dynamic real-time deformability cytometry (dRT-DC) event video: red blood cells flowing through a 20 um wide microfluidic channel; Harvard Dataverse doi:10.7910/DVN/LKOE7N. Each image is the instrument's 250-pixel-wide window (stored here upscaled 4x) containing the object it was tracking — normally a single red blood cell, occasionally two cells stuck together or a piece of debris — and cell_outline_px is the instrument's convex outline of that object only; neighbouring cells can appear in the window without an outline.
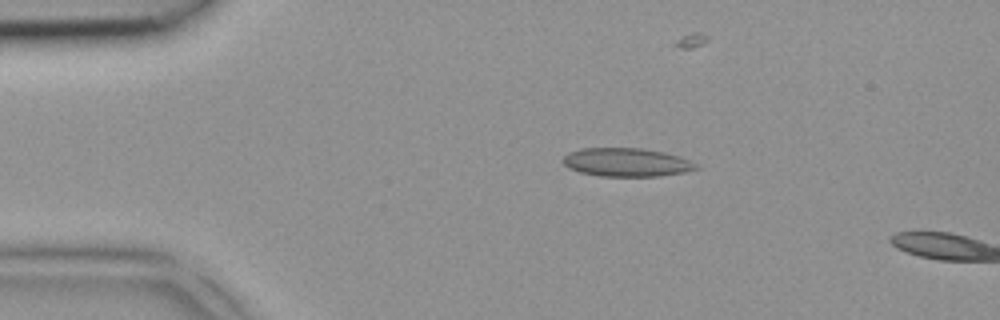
{"species": "common noctule bat (a hibernating species)", "species_latin": "Nyctalus noctula", "temperature_condition": "room temperature", "stored_images_in_passage": 4, "camera_frame_rate_fps": 3000, "um_per_image_px": 0.085, "animal": {"sex": "female", "body_mass_g": 18.4}, "frame": {"image": 1, "passage_image": 3, "time_ms": 0.667, "image_size_px": [1000, 320], "cell_outline_px": [[700, 168], [684, 172], [656, 176], [600, 176], [580, 172], [568, 168], [564, 164], [564, 156], [568, 152], [580, 148], [640, 148], [664, 152], [680, 156], [696, 164]], "centroid_in_image_um": [53.24, 13.79], "position_along_channel_um": 31.8, "area_um2": 22.02}}